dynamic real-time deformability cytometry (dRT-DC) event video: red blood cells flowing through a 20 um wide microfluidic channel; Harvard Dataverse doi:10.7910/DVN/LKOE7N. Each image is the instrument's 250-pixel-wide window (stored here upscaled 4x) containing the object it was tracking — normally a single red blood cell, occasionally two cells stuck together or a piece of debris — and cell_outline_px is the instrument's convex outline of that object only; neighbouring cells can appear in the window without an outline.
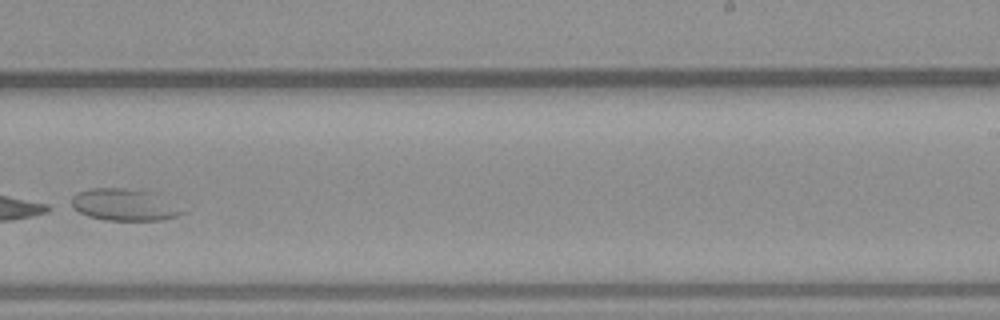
{"species": "common noctule bat (a hibernating species)", "species_latin": "Nyctalus noctula", "temperature_condition": "warm", "stored_images_in_passage": 34, "camera_frame_rate_fps": 3000, "um_per_image_px": 0.085, "animal": {"sex": "male", "body_mass_g": 23.1, "forearm_length_mm": 52.7}, "frame": {"image": 1, "passage_image": 23, "time_ms": 7.333, "image_size_px": [1000, 320], "cell_outline_px": [[184, 212], [176, 216], [164, 220], [104, 220], [88, 216], [72, 208], [72, 196], [76, 192], [88, 188], [124, 188], [148, 192]], "centroid_in_image_um": [10.4, 17.41], "position_along_channel_um": 278.6, "area_um2": 19.88}}
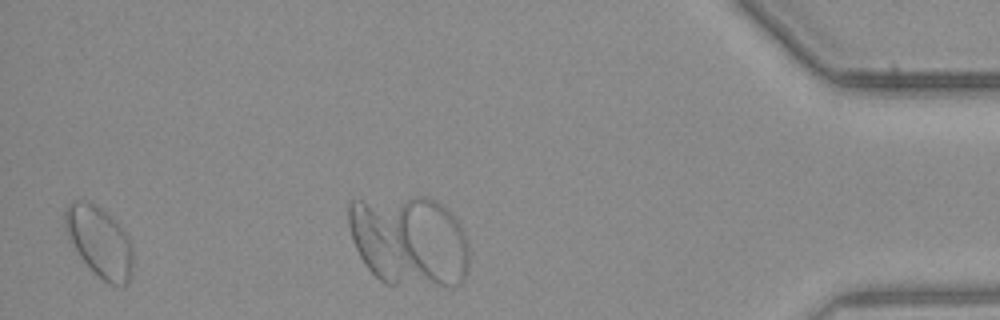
{"frame": {"image": 2, "passage_image": 33, "time_ms": 10.667, "image_size_px": [1000, 320], "cell_outline_px": [[132, 272], [128, 280], [124, 284], [112, 284], [104, 280], [80, 256], [68, 240], [64, 224], [64, 212], [68, 204], [72, 200], [84, 200], [96, 204], [104, 208], [116, 220], [128, 236], [132, 252]], "centroid_in_image_um": [8.43, 20.45], "position_along_channel_um": 426.8, "area_um2": 27.74}}